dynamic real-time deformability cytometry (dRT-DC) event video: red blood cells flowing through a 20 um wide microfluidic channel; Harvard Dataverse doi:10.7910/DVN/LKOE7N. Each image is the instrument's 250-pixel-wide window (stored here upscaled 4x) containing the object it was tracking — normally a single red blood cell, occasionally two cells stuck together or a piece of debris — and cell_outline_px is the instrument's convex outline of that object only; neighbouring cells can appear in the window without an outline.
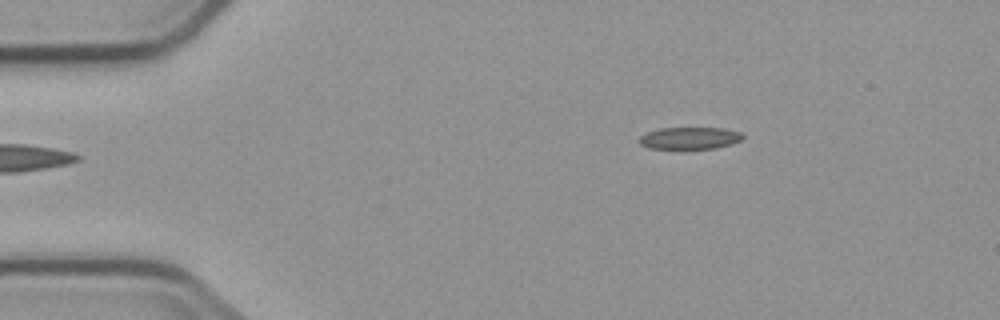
{"species": "common noctule bat (a hibernating species)", "species_latin": "Nyctalus noctula", "temperature_condition": "cold", "stored_images_in_passage": 5, "camera_frame_rate_fps": 3000, "um_per_image_px": 0.085, "animal": {"sex": "male", "body_mass_g": 23.1, "forearm_length_mm": 52.7}, "frame": {"image": 1, "passage_image": 5, "time_ms": 4.667, "image_size_px": [1000, 320], "cell_outline_px": [[744, 136], [740, 140], [732, 144], [716, 148], [648, 148], [640, 144], [640, 136], [648, 132], [660, 128], [724, 128], [740, 132]], "centroid_in_image_um": [58.64, 11.73], "position_along_channel_um": 26.4, "area_um2": 13.12}}